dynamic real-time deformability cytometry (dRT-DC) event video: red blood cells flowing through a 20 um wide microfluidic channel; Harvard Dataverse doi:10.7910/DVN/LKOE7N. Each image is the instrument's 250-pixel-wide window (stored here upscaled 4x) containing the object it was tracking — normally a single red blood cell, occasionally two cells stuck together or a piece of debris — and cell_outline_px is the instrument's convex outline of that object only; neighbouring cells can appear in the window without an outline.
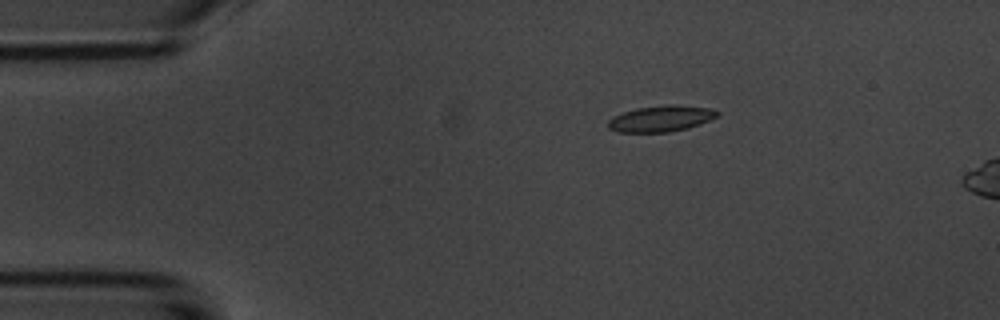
{"species": "common noctule bat (a hibernating species)", "species_latin": "Nyctalus noctula", "temperature_condition": "room temperature", "stored_images_in_passage": 6, "camera_frame_rate_fps": 3000, "um_per_image_px": 0.085, "animal": {"sex": "male", "body_mass_g": 20.1, "forearm_length_mm": 53.5}, "frame": {"image": 1, "passage_image": 1, "time_ms": 0.0, "image_size_px": [1000, 320], "cell_outline_px": [[720, 112], [716, 116], [700, 124], [688, 128], [668, 132], [620, 132], [608, 128], [608, 120], [612, 116], [636, 108], [668, 104], [680, 104], [708, 108]], "centroid_in_image_um": [56.16, 10.07], "position_along_channel_um": 28.8, "area_um2": 16.59}}